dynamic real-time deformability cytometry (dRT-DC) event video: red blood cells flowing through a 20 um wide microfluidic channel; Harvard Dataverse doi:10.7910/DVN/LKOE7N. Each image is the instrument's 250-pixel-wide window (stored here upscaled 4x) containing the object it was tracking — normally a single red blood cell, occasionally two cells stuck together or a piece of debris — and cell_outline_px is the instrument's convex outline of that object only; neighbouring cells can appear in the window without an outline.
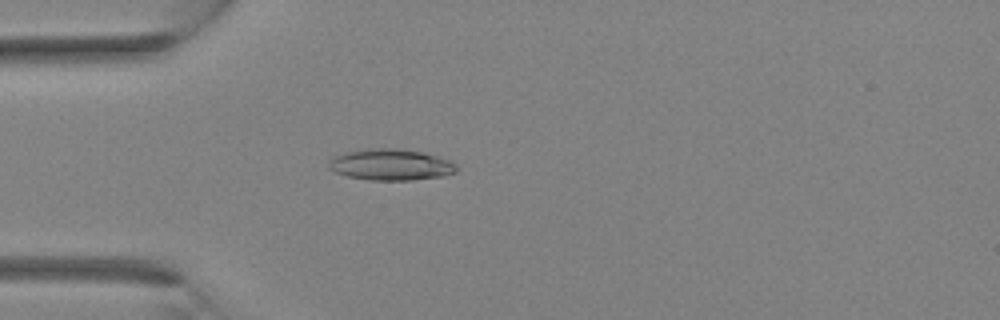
{"species": "Egyptian fruit bat (a non-hibernating species)", "species_latin": "Rousettus aegyptiacus", "temperature_condition": "room temperature", "stored_images_in_passage": 34, "camera_frame_rate_fps": 3000, "um_per_image_px": 0.085, "animal": {"sex": "female"}, "frame": {"image": 1, "passage_image": 10, "time_ms": 3.0, "image_size_px": [1000, 320], "cell_outline_px": [[456, 172], [444, 176], [412, 180], [368, 180], [348, 176], [336, 172], [328, 168], [328, 164], [336, 156], [344, 152], [376, 148], [396, 148], [424, 152], [452, 160], [456, 164]], "centroid_in_image_um": [33.27, 14.0], "position_along_channel_um": 51.7, "area_um2": 23.29}}
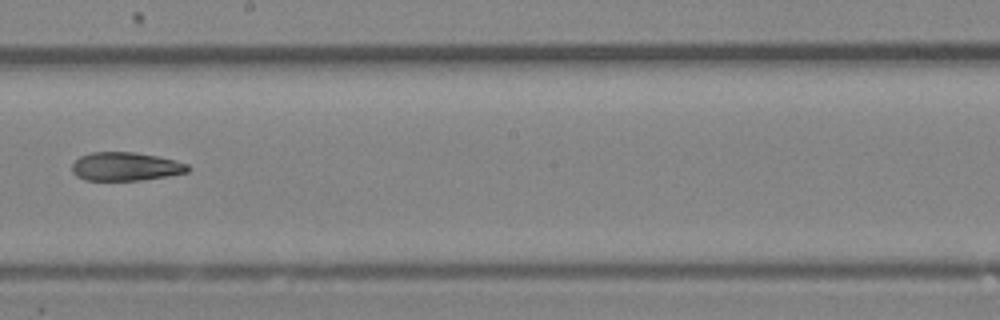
{"frame": {"image": 2, "passage_image": 20, "time_ms": 6.333, "image_size_px": [1000, 320], "cell_outline_px": [[192, 168], [188, 172], [168, 176], [140, 180], [84, 180], [76, 176], [72, 172], [72, 164], [80, 156], [92, 152], [136, 152], [156, 156], [188, 164]], "centroid_in_image_um": [10.67, 14.16], "position_along_channel_um": 237.5, "area_um2": 19.25}}
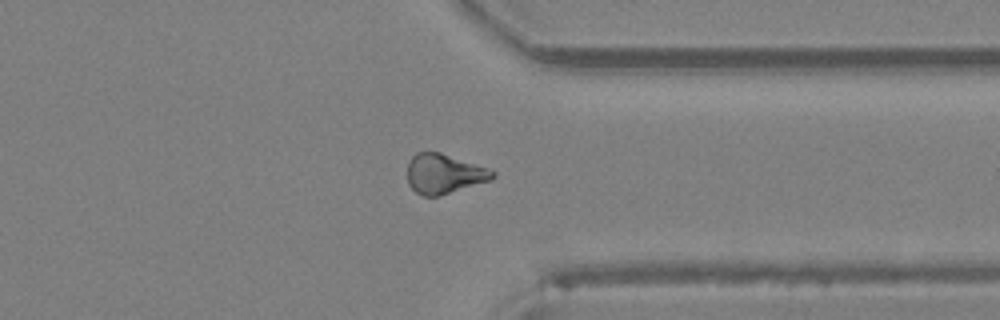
{"frame": {"image": 3, "passage_image": 27, "time_ms": 8.667, "image_size_px": [1000, 320], "cell_outline_px": [[496, 176], [492, 180], [440, 196], [424, 196], [416, 192], [408, 184], [408, 160], [416, 152], [440, 152], [488, 168], [496, 172]], "centroid_in_image_um": [37.76, 14.78], "position_along_channel_um": 373.6, "area_um2": 19.83}}